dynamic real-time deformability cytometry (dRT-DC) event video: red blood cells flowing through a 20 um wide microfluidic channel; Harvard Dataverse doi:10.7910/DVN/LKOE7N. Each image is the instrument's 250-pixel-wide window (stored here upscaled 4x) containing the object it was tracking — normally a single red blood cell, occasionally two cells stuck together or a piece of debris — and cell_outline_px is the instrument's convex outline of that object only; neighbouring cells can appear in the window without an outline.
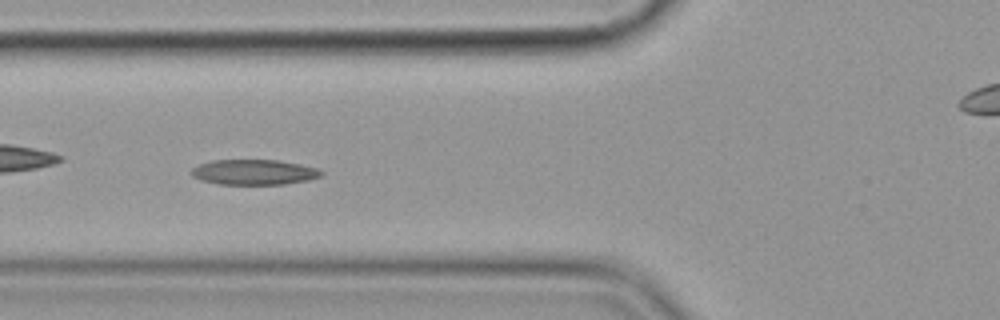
{"species": "common noctule bat (a hibernating species)", "species_latin": "Nyctalus noctula", "temperature_condition": "cold", "stored_images_in_passage": 43, "camera_frame_rate_fps": 3000, "um_per_image_px": 0.085, "animal": {"sex": "female", "body_mass_g": 19.9}, "frame": {"image": 1, "passage_image": 7, "time_ms": 2.0, "image_size_px": [1000, 320], "cell_outline_px": [[324, 172], [320, 176], [308, 180], [284, 184], [220, 184], [200, 180], [192, 176], [188, 172], [192, 168], [200, 164], [212, 160], [280, 160], [300, 164], [316, 168]], "centroid_in_image_um": [21.56, 14.63], "position_along_channel_um": 104.2, "area_um2": 19.13}, "authors_computed_cell_mechanics": {"area_um2": 19.0162, "velocity_mm_per_s": 3.5558, "shape_relaxation_time_tau1_ms": null, "shape_relaxation_time_tau2_ms": 2.9674, "deformation_change_tau1": null, "deformation_change_tau2": 0.0942}}